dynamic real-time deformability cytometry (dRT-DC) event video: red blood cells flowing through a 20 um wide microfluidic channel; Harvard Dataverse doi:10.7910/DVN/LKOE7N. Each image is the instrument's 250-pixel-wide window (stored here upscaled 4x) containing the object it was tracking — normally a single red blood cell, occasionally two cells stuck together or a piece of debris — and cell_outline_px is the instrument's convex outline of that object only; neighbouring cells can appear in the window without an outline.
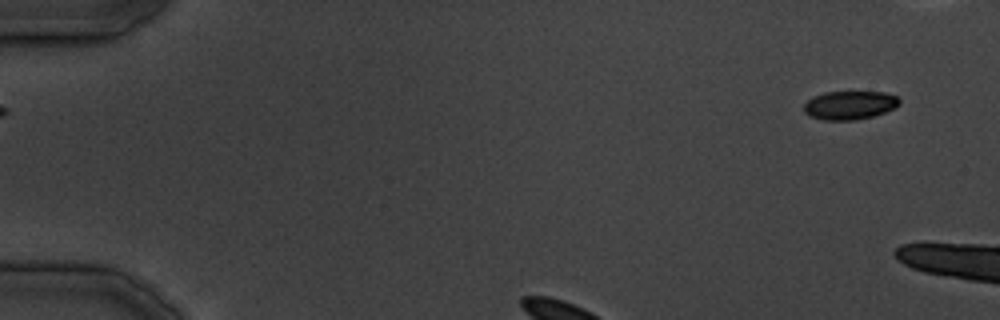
{"species": "common noctule bat (a hibernating species)", "species_latin": "Nyctalus noctula", "temperature_condition": "cold", "stored_images_in_passage": 6, "camera_frame_rate_fps": 3000, "um_per_image_px": 0.085, "animal": {"sex": "male", "body_mass_g": 19.5, "forearm_length_mm": 54.6}, "frame": {"image": 1, "passage_image": 3, "time_ms": 2.333, "image_size_px": [1000, 320], "cell_outline_px": [[900, 104], [896, 108], [872, 116], [856, 120], [824, 120], [808, 116], [804, 112], [804, 104], [812, 96], [824, 92], [884, 92], [896, 96], [900, 100]], "centroid_in_image_um": [72.21, 8.94], "position_along_channel_um": 12.8, "area_um2": 16.01}}